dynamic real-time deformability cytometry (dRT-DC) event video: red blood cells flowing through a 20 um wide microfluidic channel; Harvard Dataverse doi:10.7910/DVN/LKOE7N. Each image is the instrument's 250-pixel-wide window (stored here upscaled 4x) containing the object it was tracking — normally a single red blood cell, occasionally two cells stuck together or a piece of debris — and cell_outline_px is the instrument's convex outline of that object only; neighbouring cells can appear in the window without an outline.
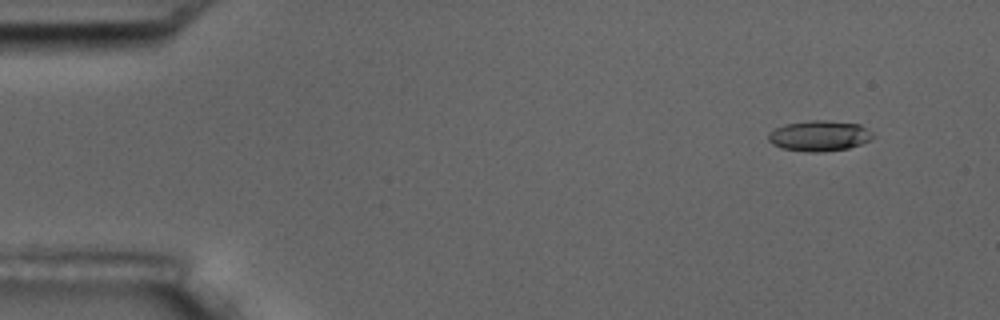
{"species": "common noctule bat (a hibernating species)", "species_latin": "Nyctalus noctula", "temperature_condition": "room temperature", "stored_images_in_passage": 17, "camera_frame_rate_fps": 3000, "um_per_image_px": 0.085, "animal": {"sex": "male", "body_mass_g": 17.5, "forearm_length_mm": 52.3}, "frame": {"image": 1, "passage_image": 2, "time_ms": 1.333, "image_size_px": [1000, 320], "cell_outline_px": [[876, 136], [872, 140], [848, 148], [824, 152], [808, 152], [780, 148], [772, 144], [768, 140], [768, 132], [784, 124], [808, 120], [828, 120], [860, 124], [872, 132]], "centroid_in_image_um": [69.65, 11.54], "position_along_channel_um": 15.4, "area_um2": 18.96}}
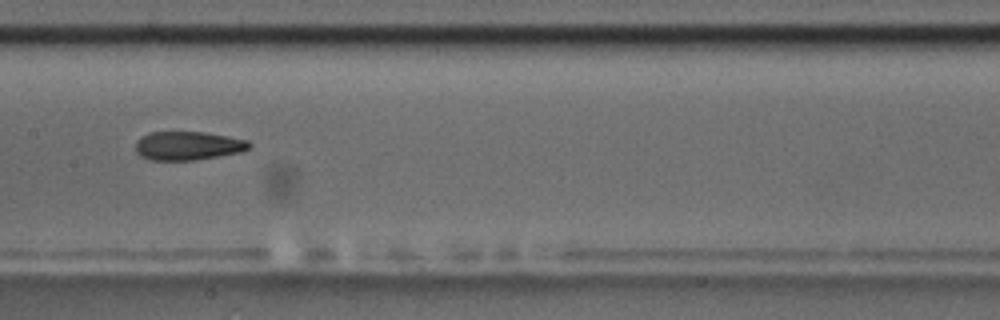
{"frame": {"image": 2, "passage_image": 9, "time_ms": 9.333, "image_size_px": [1000, 320], "cell_outline_px": [[252, 144], [248, 148], [240, 152], [196, 160], [152, 160], [140, 156], [136, 152], [136, 140], [140, 136], [148, 132], [204, 132], [228, 136], [248, 140]], "centroid_in_image_um": [15.95, 12.38], "position_along_channel_um": 191.5, "area_um2": 19.07}}
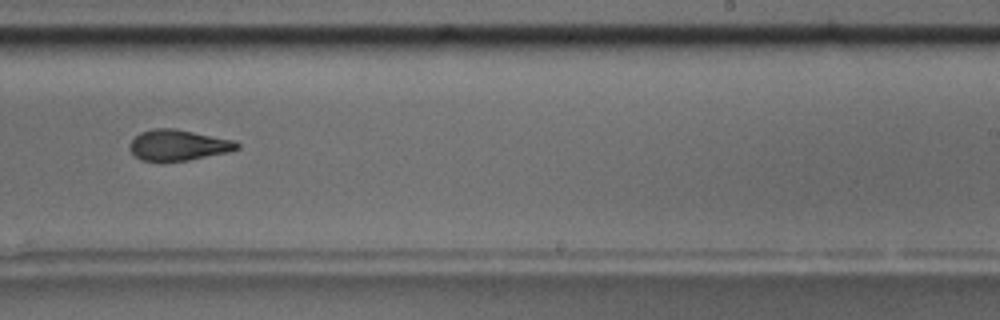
{"frame": {"image": 3, "passage_image": 11, "time_ms": 11.667, "image_size_px": [1000, 320], "cell_outline_px": [[240, 148], [232, 152], [188, 160], [160, 164], [140, 160], [128, 148], [128, 144], [140, 132], [152, 128], [176, 128], [236, 140], [240, 144]], "centroid_in_image_um": [15.16, 12.36], "position_along_channel_um": 273.8, "area_um2": 20.17}, "authors_computed_cell_mechanics": {"area_um2": 19.5364, "velocity_mm_per_s": 3.5432, "shape_relaxation_time_tau1_ms": 6.1621, "shape_relaxation_time_tau2_ms": 3.9075, "deformation_change_tau1": 0.1351, "deformation_change_tau2": 0.0958}}